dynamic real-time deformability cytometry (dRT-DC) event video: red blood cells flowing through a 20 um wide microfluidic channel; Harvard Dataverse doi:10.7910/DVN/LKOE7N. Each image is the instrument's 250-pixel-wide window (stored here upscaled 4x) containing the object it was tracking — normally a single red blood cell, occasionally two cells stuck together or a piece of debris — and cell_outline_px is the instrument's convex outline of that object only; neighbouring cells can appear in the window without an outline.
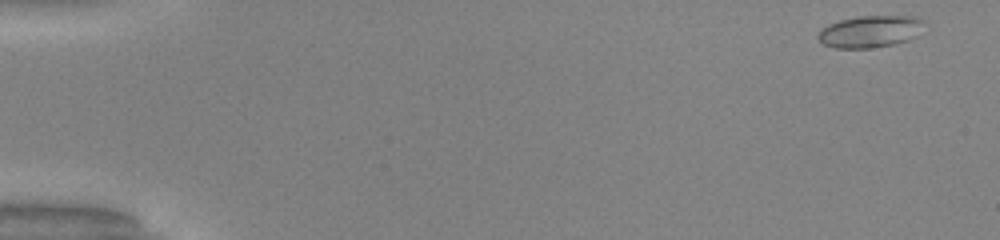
{"species": "common noctule bat (a hibernating species)", "species_latin": "Nyctalus noctula", "temperature_condition": "warm", "stored_images_in_passage": 50, "camera_frame_rate_fps": 3000, "um_per_image_px": 0.085, "animal": {"sex": "male", "body_mass_g": 20.0, "forearm_length_mm": 53.3}, "frame": {"image": 1, "passage_image": 1, "time_ms": 0.0, "image_size_px": [1000, 240], "cell_outline_px": [[924, 20], [916, 36], [908, 40], [896, 44], [868, 48], [836, 48], [824, 44], [816, 36], [816, 32], [820, 28], [828, 24], [840, 20], [856, 16], [920, 16]], "centroid_in_image_um": [73.92, 2.67], "position_along_channel_um": 11.1, "area_um2": 19.88}}
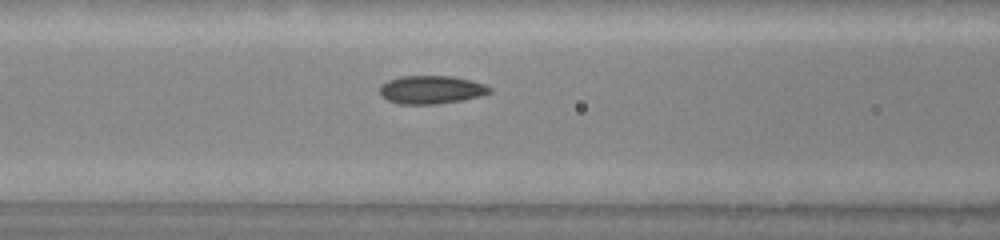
{"frame": {"image": 2, "passage_image": 21, "time_ms": 6.667, "image_size_px": [1000, 240], "cell_outline_px": [[492, 92], [480, 96], [460, 100], [436, 104], [400, 104], [388, 100], [380, 96], [380, 84], [388, 80], [400, 76], [452, 76], [472, 80], [484, 84], [492, 88]], "centroid_in_image_um": [36.64, 7.62], "position_along_channel_um": 130.0, "area_um2": 18.15}}
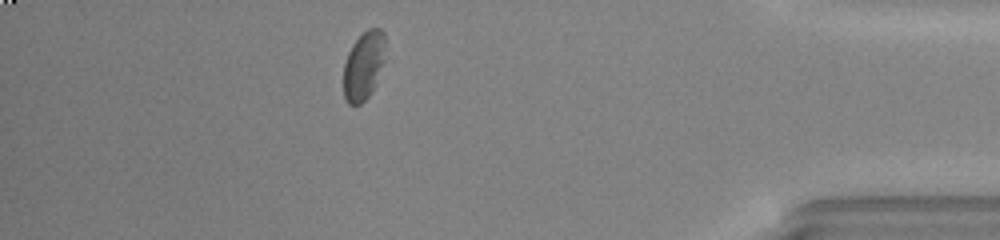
{"frame": {"image": 3, "passage_image": 44, "time_ms": 14.333, "image_size_px": [1000, 240], "cell_outline_px": [[384, 60], [372, 88], [368, 96], [360, 104], [348, 104], [344, 96], [344, 64], [348, 52], [352, 44], [368, 28], [380, 28], [384, 32]], "centroid_in_image_um": [30.89, 5.55], "position_along_channel_um": 404.3, "area_um2": 16.24}, "authors_computed_cell_mechanics": {"area_um2": 18.2648, "velocity_mm_per_s": 4.0879, "shape_relaxation_time_tau1_ms": 7.4892, "shape_relaxation_time_tau2_ms": 1.5872, "deformation_change_tau1": 0.1432, "deformation_change_tau2": 0.0678}}